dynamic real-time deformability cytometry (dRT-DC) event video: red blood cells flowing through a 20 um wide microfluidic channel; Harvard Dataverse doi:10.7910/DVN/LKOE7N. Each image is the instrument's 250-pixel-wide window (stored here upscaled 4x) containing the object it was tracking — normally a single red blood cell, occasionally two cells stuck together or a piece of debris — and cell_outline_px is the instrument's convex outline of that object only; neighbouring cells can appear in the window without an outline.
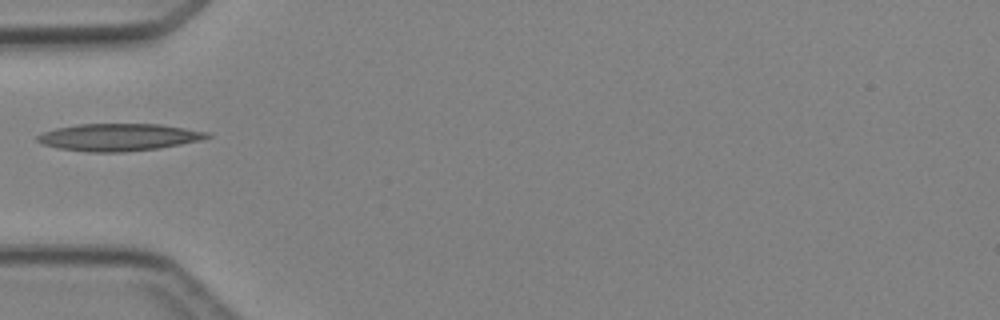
{"species": "Egyptian fruit bat (a non-hibernating species)", "species_latin": "Rousettus aegyptiacus", "temperature_condition": "cold", "stored_images_in_passage": 1, "camera_frame_rate_fps": 3000, "um_per_image_px": 0.085, "animal": {"sex": "female"}, "frame": {"image": 1, "passage_image": 1, "time_ms": 0.0, "image_size_px": [1000, 320], "cell_outline_px": [[212, 136], [200, 140], [160, 148], [124, 152], [88, 152], [56, 148], [44, 144], [36, 140], [36, 136], [44, 132], [56, 128], [76, 124], [160, 124], [212, 132]], "centroid_in_image_um": [10.11, 11.66], "position_along_channel_um": 74.9, "area_um2": 27.11}}